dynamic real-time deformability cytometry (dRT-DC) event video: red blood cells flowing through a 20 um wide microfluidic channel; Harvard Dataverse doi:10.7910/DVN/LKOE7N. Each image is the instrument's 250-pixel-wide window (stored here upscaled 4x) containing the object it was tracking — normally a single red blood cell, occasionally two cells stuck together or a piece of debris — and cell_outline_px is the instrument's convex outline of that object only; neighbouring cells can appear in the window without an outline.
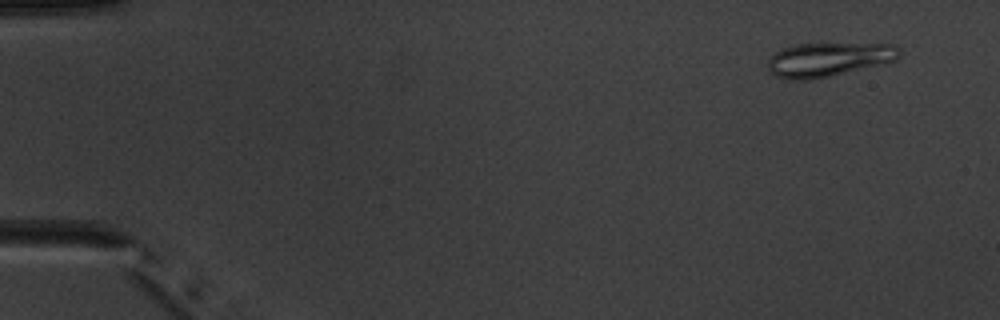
{"species": "common noctule bat (a hibernating species)", "species_latin": "Nyctalus noctula", "temperature_condition": "warm", "stored_images_in_passage": 6, "camera_frame_rate_fps": 3000, "um_per_image_px": 0.085, "animal": {"sex": "male", "body_mass_g": 20.1, "forearm_length_mm": 53.5}, "frame": {"image": 1, "passage_image": 1, "time_ms": 0.0, "image_size_px": [1000, 320], "cell_outline_px": [[900, 56], [896, 60], [888, 64], [812, 80], [788, 80], [776, 76], [768, 68], [768, 60], [776, 52], [784, 48], [796, 44], [892, 44], [900, 48]], "centroid_in_image_um": [70.48, 5.07], "position_along_channel_um": 14.5, "area_um2": 26.3}}
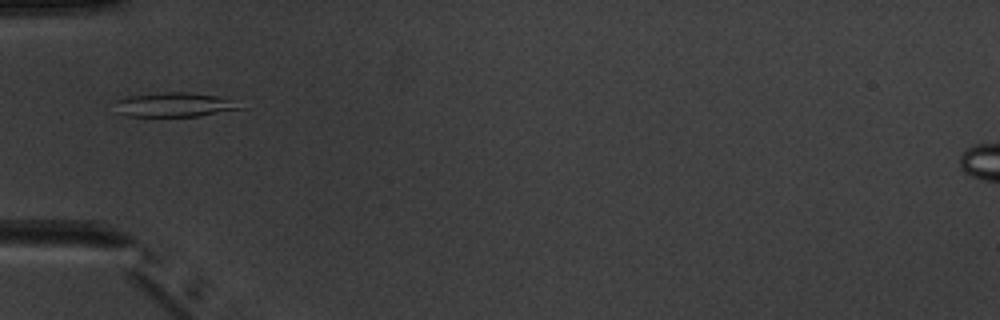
{"frame": {"image": 2, "passage_image": 5, "time_ms": 4.667, "image_size_px": [1000, 320], "cell_outline_px": [[244, 108], [196, 116], [128, 116], [116, 112], [116, 100], [128, 96], [164, 92], [188, 92], [216, 96], [228, 100]], "centroid_in_image_um": [14.73, 8.9], "position_along_channel_um": 70.3, "area_um2": 17.28}}
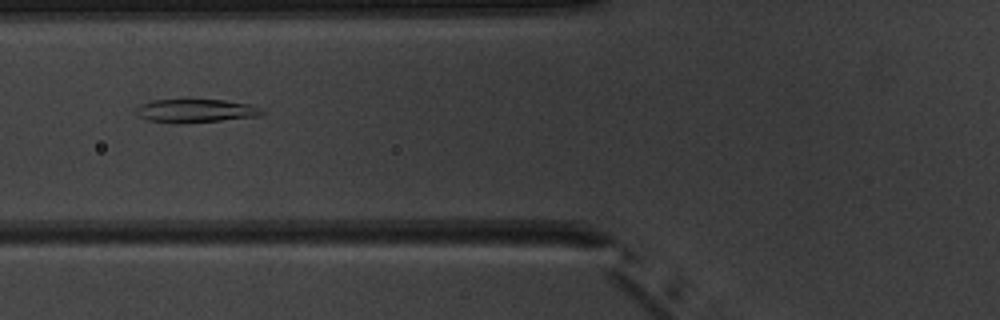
{"frame": {"image": 3, "passage_image": 6, "time_ms": 5.667, "image_size_px": [1000, 320], "cell_outline_px": [[268, 112], [260, 116], [180, 124], [172, 124], [148, 120], [140, 116], [136, 112], [136, 108], [140, 104], [152, 100], [224, 100], [252, 104]], "centroid_in_image_um": [16.66, 9.42], "position_along_channel_um": 109.1, "area_um2": 17.34}}